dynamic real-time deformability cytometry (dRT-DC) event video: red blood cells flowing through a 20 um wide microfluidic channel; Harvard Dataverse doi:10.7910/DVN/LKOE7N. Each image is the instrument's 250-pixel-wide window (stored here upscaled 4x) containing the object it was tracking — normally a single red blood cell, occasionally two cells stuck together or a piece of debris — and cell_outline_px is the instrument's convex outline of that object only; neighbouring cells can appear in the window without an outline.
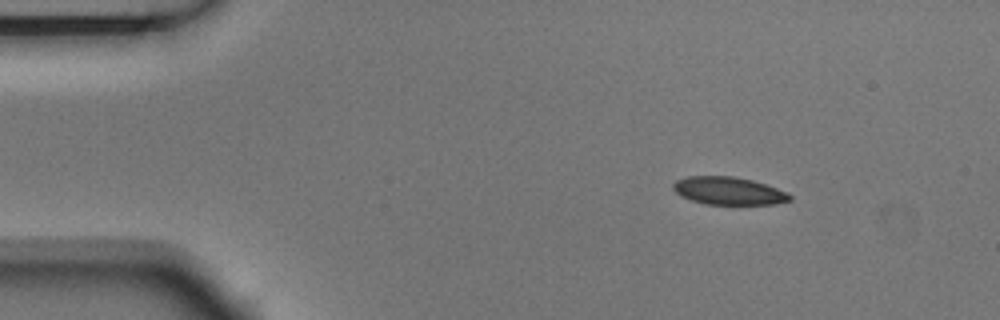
{"species": "Egyptian fruit bat (a non-hibernating species)", "species_latin": "Rousettus aegyptiacus", "temperature_condition": "room temperature", "stored_images_in_passage": 4, "camera_frame_rate_fps": 3000, "um_per_image_px": 0.085, "animal": {"sex": "male"}, "frame": {"image": 1, "passage_image": 2, "time_ms": 0.333, "image_size_px": [1000, 320], "cell_outline_px": [[792, 200], [776, 204], [704, 204], [680, 196], [672, 188], [672, 184], [676, 180], [688, 176], [732, 176], [752, 180], [788, 192], [792, 196]], "centroid_in_image_um": [61.92, 16.22], "position_along_channel_um": 23.1, "area_um2": 18.9}}
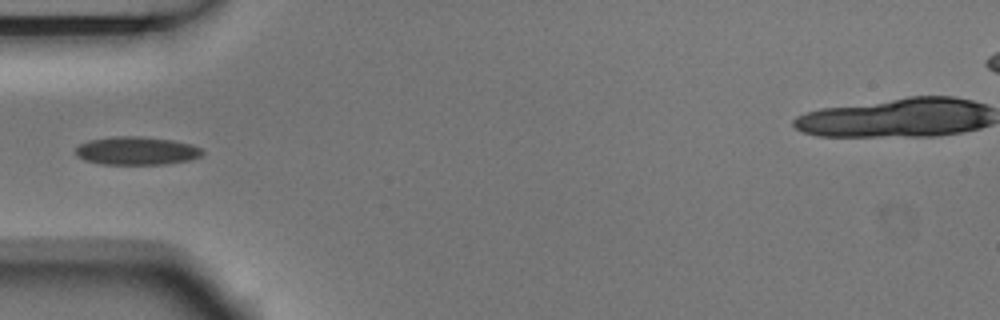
{"frame": {"image": 2, "passage_image": 4, "time_ms": 1.0, "image_size_px": [1000, 320], "cell_outline_px": [[204, 152], [200, 156], [188, 160], [164, 164], [100, 164], [84, 160], [76, 156], [76, 148], [80, 144], [88, 140], [112, 136], [140, 136], [172, 140], [192, 144], [200, 148]], "centroid_in_image_um": [11.58, 12.81], "position_along_channel_um": 73.4, "area_um2": 20.87}}